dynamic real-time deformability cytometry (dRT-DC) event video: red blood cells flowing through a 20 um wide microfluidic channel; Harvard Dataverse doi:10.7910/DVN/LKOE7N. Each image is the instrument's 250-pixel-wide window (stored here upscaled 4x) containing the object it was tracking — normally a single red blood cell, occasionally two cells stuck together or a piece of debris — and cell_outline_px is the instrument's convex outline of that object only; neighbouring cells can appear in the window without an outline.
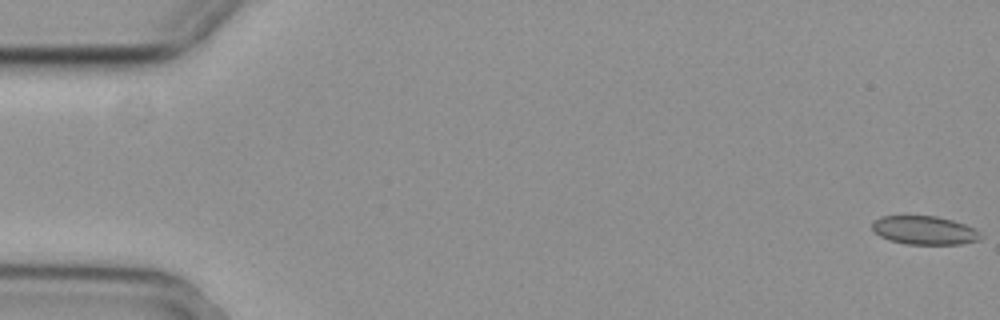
{"species": "common noctule bat (a hibernating species)", "species_latin": "Nyctalus noctula", "temperature_condition": "cold", "stored_images_in_passage": 14, "segment_of_instrument_passage": [1, 2], "camera_frame_rate_fps": 3000, "um_per_image_px": 0.085, "animal": {"sex": "female", "body_mass_g": 29.2, "forearm_length_mm": 56.3}, "frame": {"image": 1, "passage_image": 1, "time_ms": 0.0, "image_size_px": [1000, 320], "cell_outline_px": [[984, 236], [980, 240], [960, 244], [904, 244], [888, 240], [880, 236], [872, 228], [872, 220], [880, 216], [936, 216], [952, 220], [964, 224], [980, 232]], "centroid_in_image_um": [78.57, 19.58], "position_along_channel_um": 6.4, "area_um2": 18.15}}